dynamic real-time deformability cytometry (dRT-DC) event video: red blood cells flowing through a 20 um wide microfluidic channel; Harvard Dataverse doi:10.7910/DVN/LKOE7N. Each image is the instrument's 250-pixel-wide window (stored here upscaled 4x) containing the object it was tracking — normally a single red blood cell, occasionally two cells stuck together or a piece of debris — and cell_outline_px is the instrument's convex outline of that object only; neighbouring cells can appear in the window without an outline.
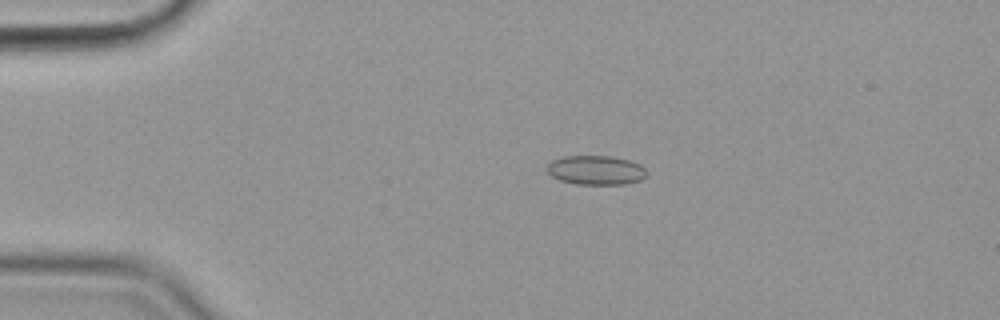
{"species": "common noctule bat (a hibernating species)", "species_latin": "Nyctalus noctula", "temperature_condition": "cold", "stored_images_in_passage": 50, "camera_frame_rate_fps": 3000, "um_per_image_px": 0.085, "animal": {"sex": "female", "body_mass_g": 19.9}, "frame": {"image": 1, "passage_image": 6, "time_ms": 1.667, "image_size_px": [1000, 320], "cell_outline_px": [[648, 176], [640, 180], [624, 184], [576, 184], [560, 180], [552, 176], [548, 172], [548, 164], [552, 160], [564, 156], [612, 156], [628, 160], [640, 164], [648, 172]], "centroid_in_image_um": [50.68, 14.46], "position_along_channel_um": 34.3, "area_um2": 16.99}}
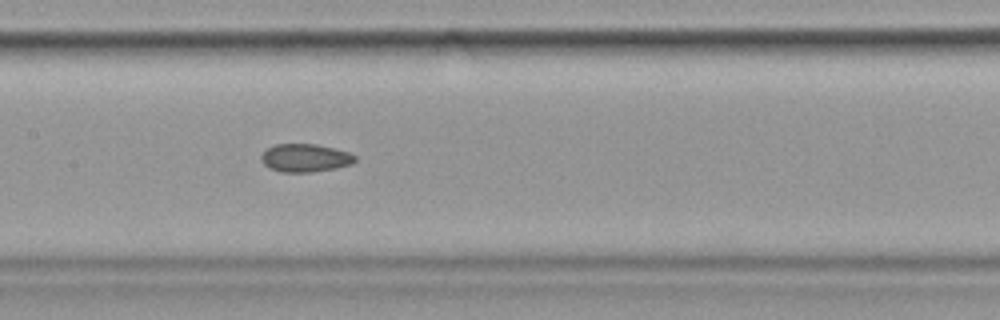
{"frame": {"image": 2, "passage_image": 22, "time_ms": 7.0, "image_size_px": [1000, 320], "cell_outline_px": [[356, 160], [352, 164], [336, 168], [312, 172], [280, 172], [268, 168], [260, 160], [260, 156], [268, 148], [276, 144], [316, 144], [348, 152], [356, 156]], "centroid_in_image_um": [25.92, 13.43], "position_along_channel_um": 181.5, "area_um2": 15.37}}
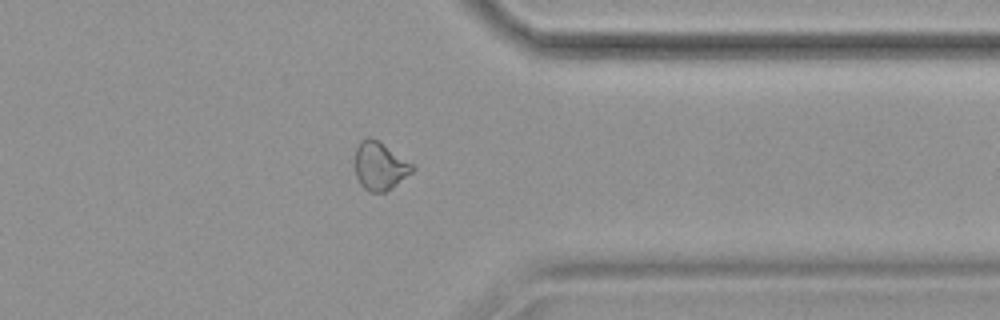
{"frame": {"image": 3, "passage_image": 39, "time_ms": 12.667, "image_size_px": [1000, 320], "cell_outline_px": [[416, 168], [412, 172], [392, 188], [384, 192], [368, 192], [360, 184], [356, 176], [356, 148], [360, 140], [368, 136], [380, 140], [412, 164]], "centroid_in_image_um": [32.28, 14.09], "position_along_channel_um": 379.1, "area_um2": 16.13}, "authors_computed_cell_mechanics": {"area_um2": 16.0973, "velocity_mm_per_s": 3.5774, "shape_relaxation_time_tau1_ms": null, "shape_relaxation_time_tau2_ms": 4.0057, "deformation_change_tau1": null, "deformation_change_tau2": 0.0937}}